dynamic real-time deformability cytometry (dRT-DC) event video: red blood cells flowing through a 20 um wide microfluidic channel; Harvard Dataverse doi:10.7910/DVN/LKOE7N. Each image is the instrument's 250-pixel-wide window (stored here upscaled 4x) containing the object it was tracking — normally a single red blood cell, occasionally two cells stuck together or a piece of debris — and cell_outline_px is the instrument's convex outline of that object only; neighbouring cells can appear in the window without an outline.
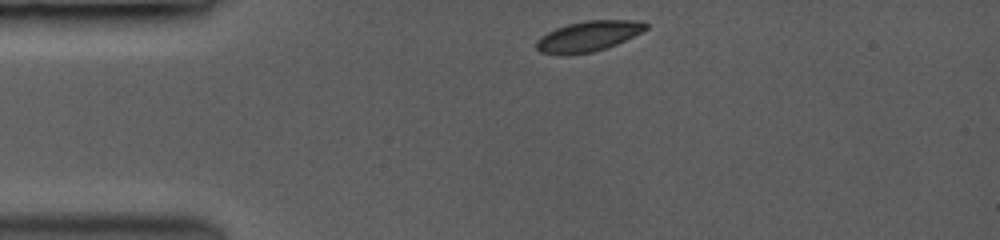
{"species": "common noctule bat (a hibernating species)", "species_latin": "Nyctalus noctula", "temperature_condition": "room temperature", "stored_images_in_passage": 40, "camera_frame_rate_fps": 3500, "um_per_image_px": 0.085, "animal": {"sex": "female", "body_mass_g": 19.0, "forearm_length_mm": 53.3}, "frame": {"image": 1, "passage_image": 1, "time_ms": 0.0, "image_size_px": [1000, 240], "cell_outline_px": [[648, 28], [616, 44], [592, 52], [540, 52], [536, 48], [536, 44], [548, 32], [556, 28], [568, 24], [588, 20], [628, 20], [648, 24]], "centroid_in_image_um": [50.06, 3.04], "position_along_channel_um": 34.9, "area_um2": 18.21}}
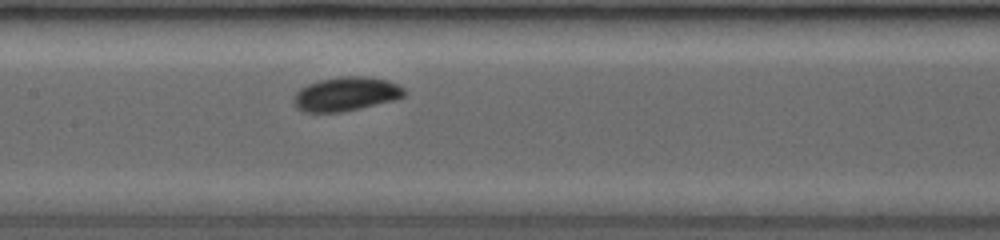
{"frame": {"image": 2, "passage_image": 17, "time_ms": 4.571, "image_size_px": [1000, 240], "cell_outline_px": [[404, 96], [392, 100], [340, 112], [308, 112], [300, 108], [296, 104], [296, 92], [300, 88], [308, 84], [320, 80], [340, 76], [364, 76], [388, 80], [404, 88]], "centroid_in_image_um": [29.43, 7.96], "position_along_channel_um": 178.0, "area_um2": 21.27}}
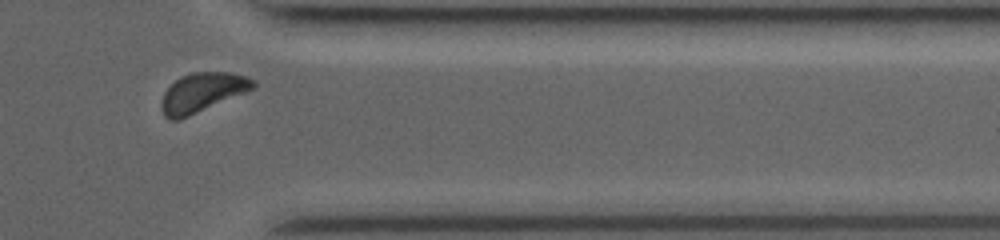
{"frame": {"image": 3, "passage_image": 36, "time_ms": 10.0, "image_size_px": [1000, 240], "cell_outline_px": [[256, 88], [180, 120], [168, 120], [164, 116], [160, 108], [160, 100], [164, 92], [180, 76], [192, 72], [228, 72], [244, 76], [252, 80], [256, 84]], "centroid_in_image_um": [17.15, 7.88], "position_along_channel_um": 394.3, "area_um2": 21.1}, "authors_computed_cell_mechanics": {"area_um2": 20.1722, "velocity_mm_per_s": 3.9886, "shape_relaxation_time_tau1_ms": 4.7964, "shape_relaxation_time_tau2_ms": 10.2721, "deformation_change_tau1": 0.1681, "deformation_change_tau2": 0.1048}}